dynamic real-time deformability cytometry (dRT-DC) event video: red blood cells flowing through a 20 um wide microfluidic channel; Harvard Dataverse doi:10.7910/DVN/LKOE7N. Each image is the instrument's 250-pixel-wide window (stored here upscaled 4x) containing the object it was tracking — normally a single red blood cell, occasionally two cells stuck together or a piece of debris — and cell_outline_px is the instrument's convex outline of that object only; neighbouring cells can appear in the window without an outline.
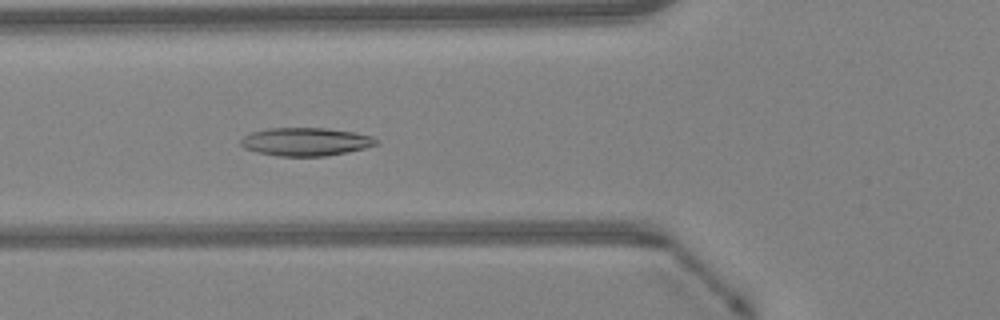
{"species": "Egyptian fruit bat (a non-hibernating species)", "species_latin": "Rousettus aegyptiacus", "temperature_condition": "warm", "stored_images_in_passage": 42, "camera_frame_rate_fps": 3000, "um_per_image_px": 0.085, "animal": {"sex": "female"}, "frame": {"image": 1, "passage_image": 17, "time_ms": 5.333, "image_size_px": [1000, 320], "cell_outline_px": [[380, 140], [376, 144], [364, 148], [348, 152], [324, 156], [280, 156], [256, 152], [244, 148], [240, 144], [240, 140], [244, 136], [252, 132], [268, 128], [328, 128], [356, 132], [372, 136]], "centroid_in_image_um": [25.99, 12.04], "position_along_channel_um": 99.8, "area_um2": 22.31}}
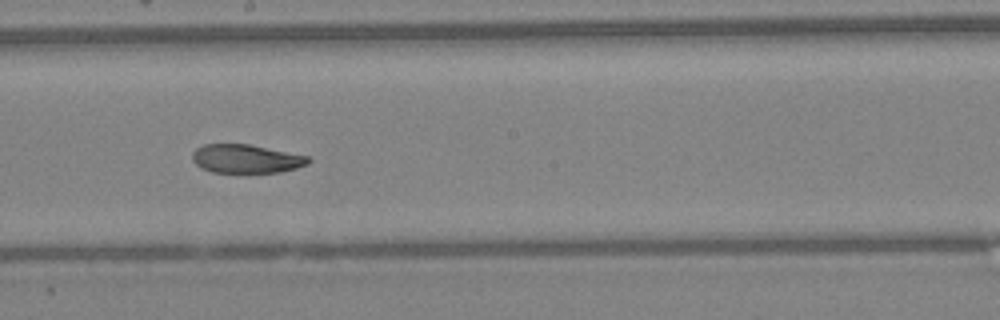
{"frame": {"image": 2, "passage_image": 26, "time_ms": 8.333, "image_size_px": [1000, 320], "cell_outline_px": [[312, 160], [308, 164], [296, 168], [280, 172], [212, 172], [200, 168], [192, 160], [192, 152], [196, 148], [204, 144], [248, 144], [308, 156]], "centroid_in_image_um": [20.9, 13.49], "position_along_channel_um": 227.3, "area_um2": 19.31}}
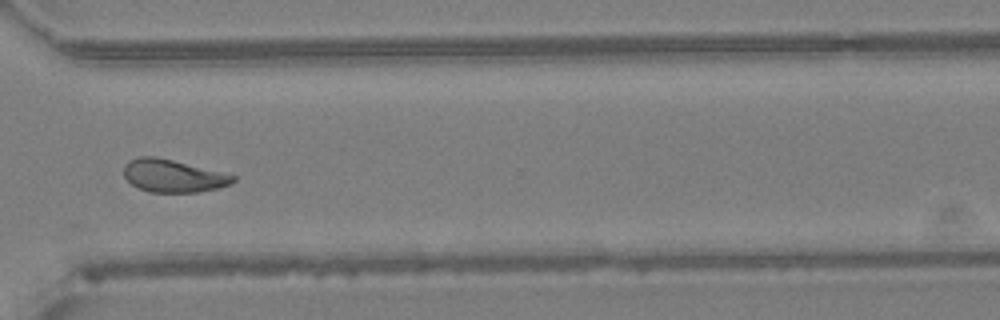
{"frame": {"image": 3, "passage_image": 35, "time_ms": 11.333, "image_size_px": [1000, 320], "cell_outline_px": [[236, 180], [232, 184], [220, 188], [196, 192], [148, 192], [132, 184], [124, 176], [124, 164], [128, 160], [136, 156], [156, 156], [236, 176]], "centroid_in_image_um": [14.69, 14.94], "position_along_channel_um": 355.9, "area_um2": 20.75}, "authors_computed_cell_mechanics": {"area_um2": 21.386, "velocity_mm_per_s": 4.2607, "shape_relaxation_time_tau1_ms": 10.9046, "shape_relaxation_time_tau2_ms": 4.1525, "deformation_change_tau1": 0.2303, "deformation_change_tau2": 0.093}}